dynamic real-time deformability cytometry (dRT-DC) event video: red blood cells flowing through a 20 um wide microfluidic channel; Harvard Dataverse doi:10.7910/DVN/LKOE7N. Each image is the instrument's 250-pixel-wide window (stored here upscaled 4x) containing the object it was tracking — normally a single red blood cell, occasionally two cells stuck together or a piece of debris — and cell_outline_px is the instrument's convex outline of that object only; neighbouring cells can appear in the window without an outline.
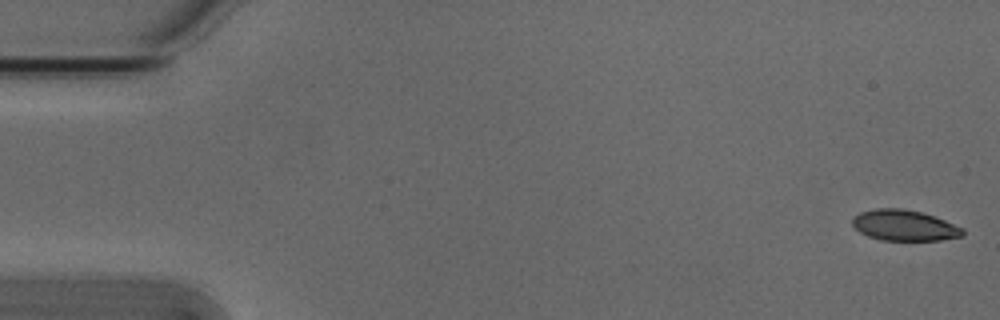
{"species": "Egyptian fruit bat (a non-hibernating species)", "species_latin": "Rousettus aegyptiacus", "temperature_condition": "cold", "stored_images_in_passage": 5, "segment_of_instrument_passage": [1, 2], "camera_frame_rate_fps": 3000, "um_per_image_px": 0.085, "animal": {"sex": "male"}, "frame": {"image": 1, "passage_image": 1, "time_ms": 0.0, "image_size_px": [1000, 320], "cell_outline_px": [[964, 236], [940, 240], [880, 240], [868, 236], [860, 232], [852, 224], [852, 216], [860, 212], [876, 208], [904, 208], [920, 212], [944, 220], [964, 228]], "centroid_in_image_um": [76.85, 19.15], "position_along_channel_um": 8.1, "area_um2": 19.83}}